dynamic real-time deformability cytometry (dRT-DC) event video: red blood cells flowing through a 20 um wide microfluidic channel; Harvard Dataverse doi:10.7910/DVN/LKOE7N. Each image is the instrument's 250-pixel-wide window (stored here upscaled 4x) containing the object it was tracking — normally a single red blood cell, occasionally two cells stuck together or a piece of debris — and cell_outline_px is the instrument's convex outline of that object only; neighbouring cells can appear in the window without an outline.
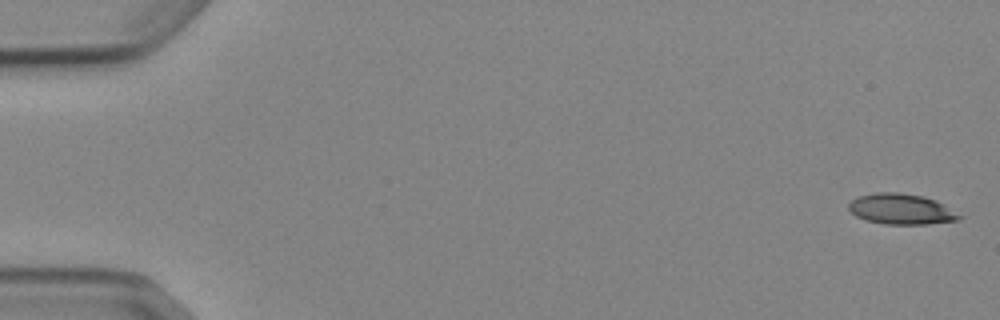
{"species": "Egyptian fruit bat (a non-hibernating species)", "species_latin": "Rousettus aegyptiacus", "temperature_condition": "cold", "stored_images_in_passage": 52, "camera_frame_rate_fps": 3000, "um_per_image_px": 0.085, "animal": {"sex": "female"}, "frame": {"image": 1, "passage_image": 1, "time_ms": 0.0, "image_size_px": [1000, 320], "cell_outline_px": [[964, 216], [960, 220], [924, 224], [884, 224], [868, 220], [856, 216], [848, 208], [848, 204], [852, 200], [860, 196], [876, 192], [900, 192], [924, 196], [936, 200], [944, 204]], "centroid_in_image_um": [76.65, 17.76], "position_along_channel_um": 8.4, "area_um2": 19.77}}
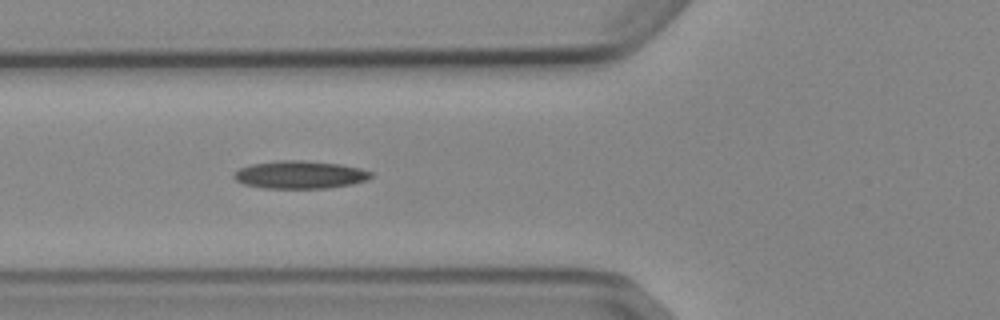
{"frame": {"image": 2, "passage_image": 20, "time_ms": 6.333, "image_size_px": [1000, 320], "cell_outline_px": [[372, 176], [368, 180], [352, 184], [328, 188], [264, 188], [244, 184], [236, 180], [232, 176], [240, 168], [252, 164], [280, 160], [304, 160], [340, 164], [360, 168], [372, 172]], "centroid_in_image_um": [25.52, 14.85], "position_along_channel_um": 100.3, "area_um2": 22.2}}
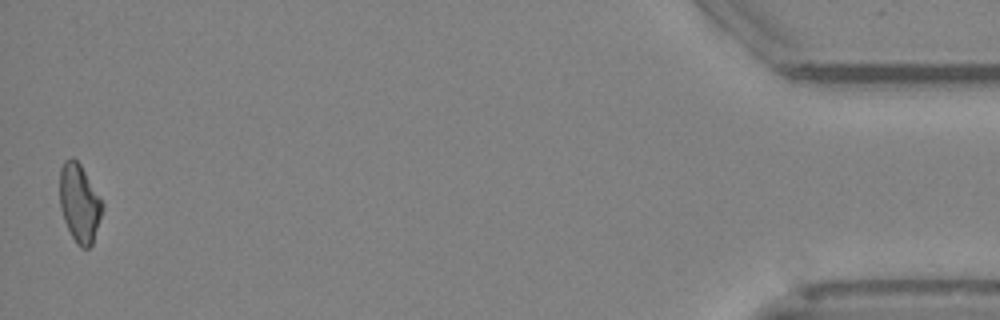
{"frame": {"image": 3, "passage_image": 52, "time_ms": 17.0, "image_size_px": [1000, 320], "cell_outline_px": [[104, 208], [92, 244], [88, 248], [80, 248], [76, 244], [64, 220], [60, 208], [60, 168], [64, 160], [72, 156], [80, 164], [104, 204]], "centroid_in_image_um": [6.75, 17.27], "position_along_channel_um": 428.4, "area_um2": 19.42}, "authors_computed_cell_mechanics": {"area_um2": 20.3745, "velocity_mm_per_s": 3.8822, "shape_relaxation_time_tau1_ms": null, "shape_relaxation_time_tau2_ms": 5.603, "deformation_change_tau1": null, "deformation_change_tau2": 0.1584}}